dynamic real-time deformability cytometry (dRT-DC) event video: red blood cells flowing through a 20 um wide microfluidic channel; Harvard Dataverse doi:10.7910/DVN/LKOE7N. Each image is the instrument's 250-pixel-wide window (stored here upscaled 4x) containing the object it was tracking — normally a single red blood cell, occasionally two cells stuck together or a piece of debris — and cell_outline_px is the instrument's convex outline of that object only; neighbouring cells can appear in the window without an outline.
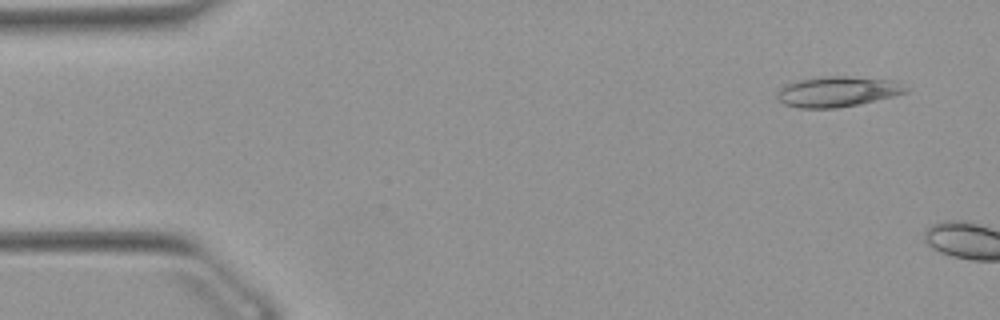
{"species": "Egyptian fruit bat (a non-hibernating species)", "species_latin": "Rousettus aegyptiacus", "temperature_condition": "warm", "stored_images_in_passage": 6, "camera_frame_rate_fps": 3000, "um_per_image_px": 0.085, "animal": {"sex": "female"}, "frame": {"image": 1, "passage_image": 3, "time_ms": 0.667, "image_size_px": [1000, 320], "cell_outline_px": [[908, 92], [860, 104], [836, 108], [800, 108], [784, 104], [776, 96], [776, 92], [784, 84], [796, 80], [824, 76], [844, 76], [892, 80], [908, 88]], "centroid_in_image_um": [71.13, 7.78], "position_along_channel_um": 13.9, "area_um2": 22.77}}